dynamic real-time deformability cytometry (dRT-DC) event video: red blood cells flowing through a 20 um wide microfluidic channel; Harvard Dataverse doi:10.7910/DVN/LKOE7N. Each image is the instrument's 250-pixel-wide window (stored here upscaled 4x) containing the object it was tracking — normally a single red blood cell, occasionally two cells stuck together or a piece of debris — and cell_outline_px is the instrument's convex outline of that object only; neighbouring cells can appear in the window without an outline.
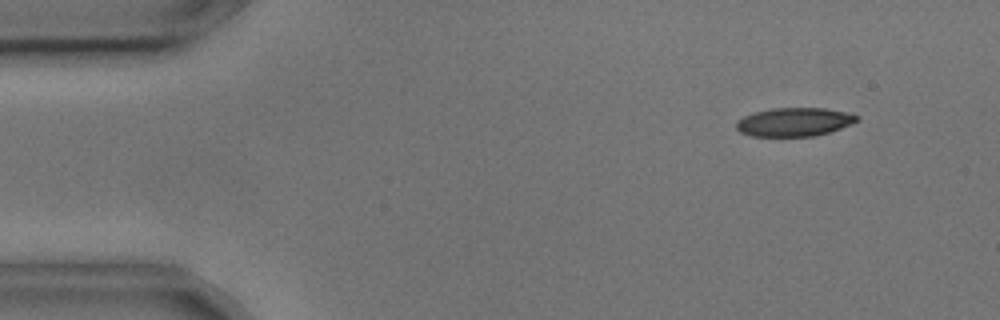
{"species": "common noctule bat (a hibernating species)", "species_latin": "Nyctalus noctula", "temperature_condition": "cold", "stored_images_in_passage": 4, "camera_frame_rate_fps": 3000, "um_per_image_px": 0.085, "animal": {"sex": "male", "body_mass_g": 17.9, "forearm_length_mm": 54.2}, "frame": {"image": 1, "passage_image": 2, "time_ms": 0.333, "image_size_px": [1000, 320], "cell_outline_px": [[860, 120], [852, 124], [816, 136], [752, 136], [740, 132], [736, 128], [736, 120], [744, 116], [756, 112], [772, 108], [824, 108], [844, 112], [860, 116]], "centroid_in_image_um": [67.51, 10.37], "position_along_channel_um": 17.5, "area_um2": 20.06}}
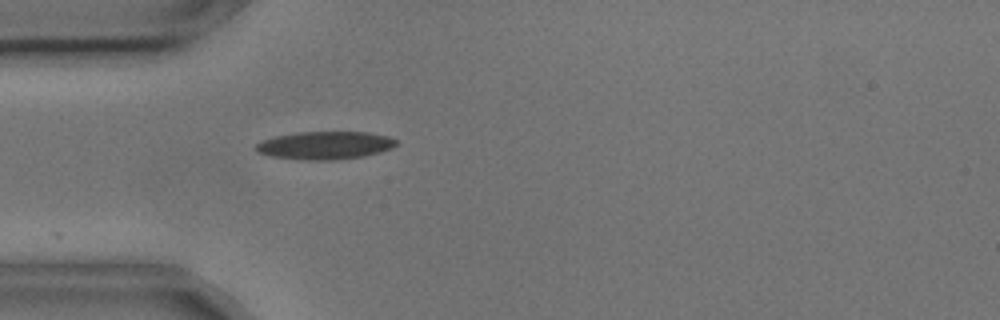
{"frame": {"image": 2, "passage_image": 4, "time_ms": 1.0, "image_size_px": [1000, 320], "cell_outline_px": [[396, 144], [392, 148], [380, 152], [364, 156], [336, 160], [300, 160], [268, 156], [256, 152], [256, 144], [264, 140], [276, 136], [296, 132], [368, 132], [388, 136], [396, 140]], "centroid_in_image_um": [27.61, 12.36], "position_along_channel_um": 57.4, "area_um2": 22.95}}